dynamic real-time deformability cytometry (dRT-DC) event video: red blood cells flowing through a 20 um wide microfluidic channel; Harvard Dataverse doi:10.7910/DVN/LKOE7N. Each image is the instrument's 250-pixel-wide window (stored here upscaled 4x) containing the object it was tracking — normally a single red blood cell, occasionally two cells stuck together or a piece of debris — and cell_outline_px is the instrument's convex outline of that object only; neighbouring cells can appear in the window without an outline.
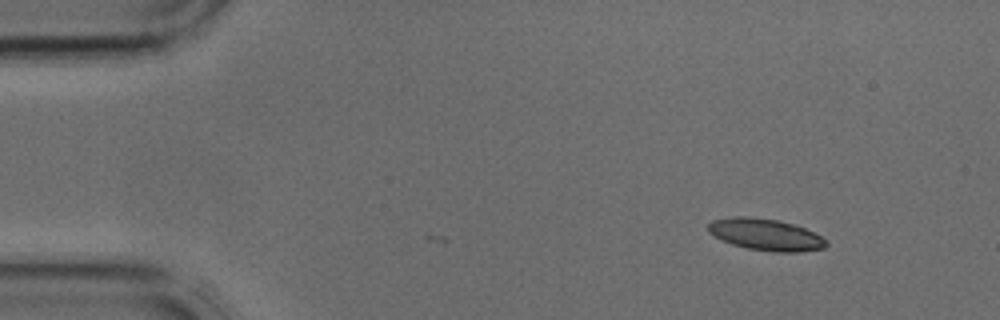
{"species": "common noctule bat (a hibernating species)", "species_latin": "Nyctalus noctula", "temperature_condition": "cold", "stored_images_in_passage": 3, "camera_frame_rate_fps": 3000, "um_per_image_px": 0.085, "animal": {"sex": "male", "body_mass_g": 17.9, "forearm_length_mm": 54.2}, "frame": {"image": 1, "passage_image": 1, "time_ms": 0.0, "image_size_px": [1000, 320], "cell_outline_px": [[828, 244], [824, 248], [800, 252], [772, 252], [748, 248], [732, 244], [708, 232], [708, 224], [712, 220], [732, 216], [748, 216], [776, 220], [792, 224], [804, 228], [828, 240]], "centroid_in_image_um": [65.09, 19.94], "position_along_channel_um": 19.9, "area_um2": 21.68}}